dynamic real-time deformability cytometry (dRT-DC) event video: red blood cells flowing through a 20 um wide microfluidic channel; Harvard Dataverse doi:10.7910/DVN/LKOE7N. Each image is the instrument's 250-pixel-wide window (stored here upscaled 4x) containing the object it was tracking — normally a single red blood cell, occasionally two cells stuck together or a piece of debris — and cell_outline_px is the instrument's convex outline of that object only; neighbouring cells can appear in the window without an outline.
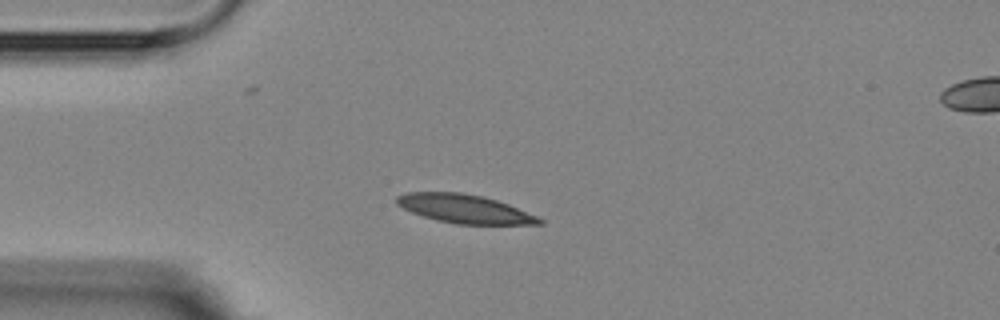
{"species": "Egyptian fruit bat (a non-hibernating species)", "species_latin": "Rousettus aegyptiacus", "temperature_condition": "room temperature", "stored_images_in_passage": 7, "camera_frame_rate_fps": 3000, "um_per_image_px": 0.085, "animal": {"sex": "female"}, "frame": {"image": 1, "passage_image": 5, "time_ms": 4.333, "image_size_px": [1000, 320], "cell_outline_px": [[544, 224], [456, 224], [436, 220], [412, 212], [396, 204], [396, 196], [408, 192], [460, 192], [480, 196], [496, 200], [508, 204], [536, 216], [544, 220]], "centroid_in_image_um": [39.47, 17.75], "position_along_channel_um": 45.5, "area_um2": 23.52}}
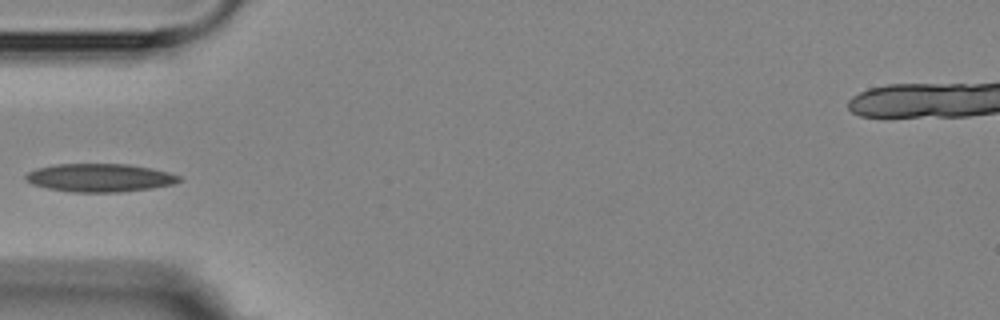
{"frame": {"image": 2, "passage_image": 6, "time_ms": 5.667, "image_size_px": [1000, 320], "cell_outline_px": [[184, 180], [172, 184], [152, 188], [120, 192], [72, 192], [48, 188], [32, 184], [24, 180], [24, 176], [28, 172], [36, 168], [56, 164], [128, 164], [152, 168], [168, 172], [180, 176]], "centroid_in_image_um": [8.48, 15.1], "position_along_channel_um": 76.5, "area_um2": 25.32}}
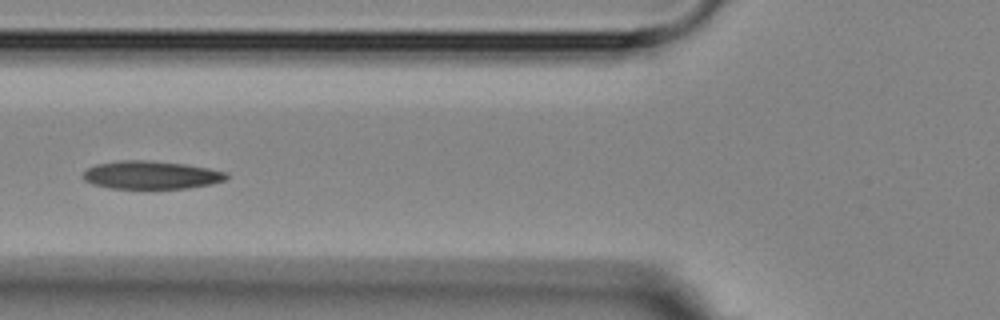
{"frame": {"image": 3, "passage_image": 7, "time_ms": 6.667, "image_size_px": [1000, 320], "cell_outline_px": [[228, 176], [224, 180], [212, 184], [188, 188], [108, 188], [92, 184], [84, 180], [80, 176], [88, 168], [96, 164], [120, 160], [144, 160], [184, 164], [208, 168], [228, 172]], "centroid_in_image_um": [12.82, 14.87], "position_along_channel_um": 113.0, "area_um2": 23.47}}